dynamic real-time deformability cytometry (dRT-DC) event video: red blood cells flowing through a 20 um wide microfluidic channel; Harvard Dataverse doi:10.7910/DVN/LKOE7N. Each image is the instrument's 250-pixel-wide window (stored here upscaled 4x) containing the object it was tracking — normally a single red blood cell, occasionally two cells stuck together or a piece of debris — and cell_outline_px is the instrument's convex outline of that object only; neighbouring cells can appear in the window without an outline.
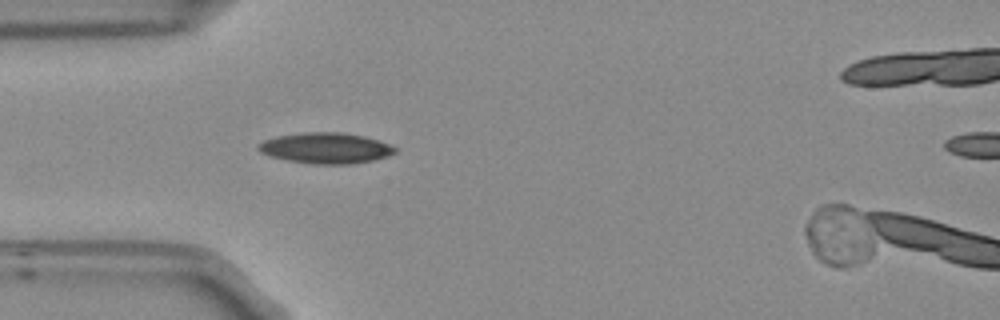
{"species": "Egyptian fruit bat (a non-hibernating species)", "species_latin": "Rousettus aegyptiacus", "temperature_condition": "room temperature", "stored_images_in_passage": 15, "camera_frame_rate_fps": 3000, "um_per_image_px": 0.085, "frame": {"image": 1, "passage_image": 5, "time_ms": 1.333, "image_size_px": [1000, 320], "cell_outline_px": [[400, 148], [396, 152], [388, 156], [372, 160], [352, 164], [316, 164], [288, 160], [268, 156], [260, 152], [256, 148], [264, 140], [280, 136], [304, 132], [340, 132], [364, 136], [380, 140]], "centroid_in_image_um": [27.74, 12.59], "position_along_channel_um": 57.3, "area_um2": 24.57}}
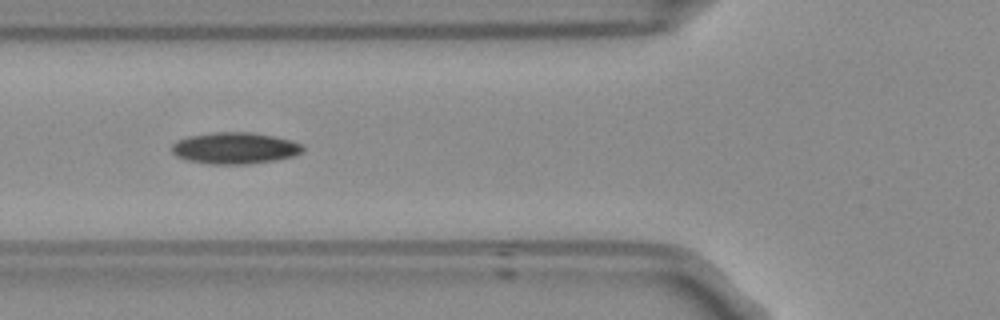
{"frame": {"image": 2, "passage_image": 9, "time_ms": 2.667, "image_size_px": [1000, 320], "cell_outline_px": [[304, 148], [300, 152], [292, 156], [276, 160], [248, 164], [212, 164], [188, 160], [176, 156], [172, 152], [172, 144], [176, 140], [188, 136], [216, 132], [252, 132], [292, 140], [300, 144]], "centroid_in_image_um": [19.93, 12.58], "position_along_channel_um": 105.9, "area_um2": 23.93}}
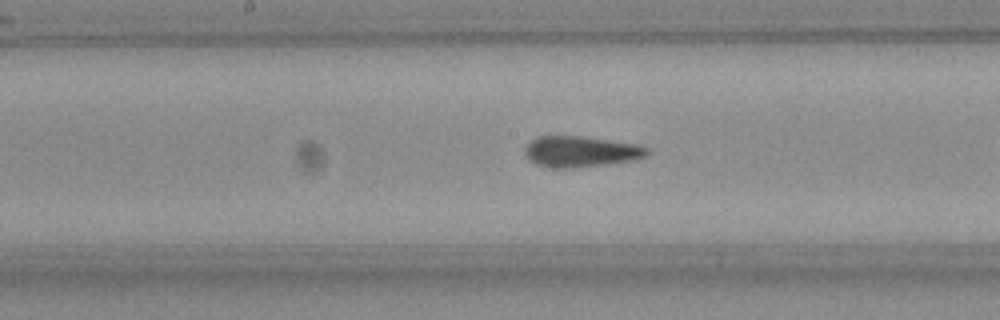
{"frame": {"image": 3, "passage_image": 13, "time_ms": 4.0, "image_size_px": [1000, 320], "cell_outline_px": [[648, 152], [644, 156], [628, 160], [572, 168], [544, 168], [528, 160], [524, 152], [524, 148], [536, 136], [580, 136], [636, 144], [648, 148]], "centroid_in_image_um": [49.24, 12.88], "position_along_channel_um": 199.0, "area_um2": 21.68}}